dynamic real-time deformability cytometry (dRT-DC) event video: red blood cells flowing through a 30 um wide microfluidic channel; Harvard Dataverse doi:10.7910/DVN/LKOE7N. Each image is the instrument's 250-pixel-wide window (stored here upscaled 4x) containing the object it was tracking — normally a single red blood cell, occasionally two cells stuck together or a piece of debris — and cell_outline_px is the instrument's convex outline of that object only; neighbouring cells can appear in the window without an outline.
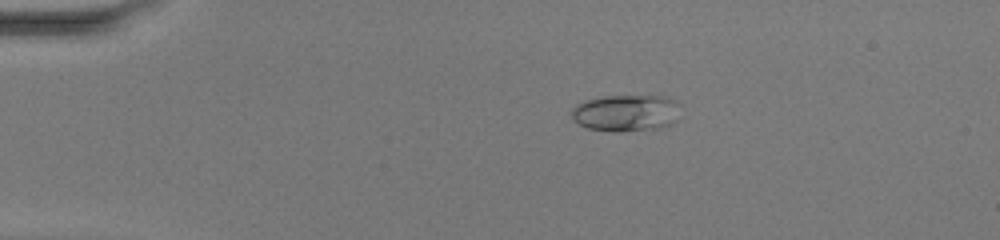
{"species": "common noctule bat (a hibernating species)", "species_latin": "Nyctalus noctula", "temperature_condition": "warm", "stored_images_in_passage": 43, "camera_frame_rate_fps": 3000, "um_per_image_px": 0.085, "animal": {"sex": "female", "body_mass_g": 20.0, "forearm_length_mm": 54.0}, "frame": {"image": 1, "passage_image": 3, "time_ms": 0.667, "image_size_px": [1000, 240], "cell_outline_px": [[680, 104], [676, 120], [660, 128], [624, 132], [612, 132], [588, 128], [572, 120], [568, 112], [576, 104], [588, 100], [604, 96], [664, 96]], "centroid_in_image_um": [53.16, 9.61], "position_along_channel_um": 31.8, "area_um2": 23.47}}
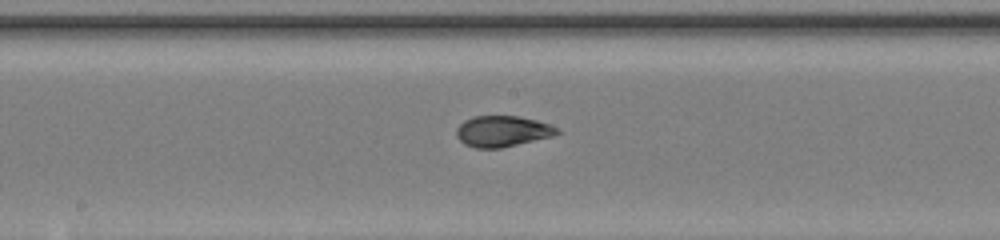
{"frame": {"image": 2, "passage_image": 20, "time_ms": 6.333, "image_size_px": [1000, 240], "cell_outline_px": [[560, 132], [552, 136], [500, 148], [476, 148], [464, 144], [456, 136], [456, 128], [464, 120], [472, 116], [520, 116], [536, 120], [560, 128]], "centroid_in_image_um": [42.68, 11.15], "position_along_channel_um": 205.5, "area_um2": 18.15}}
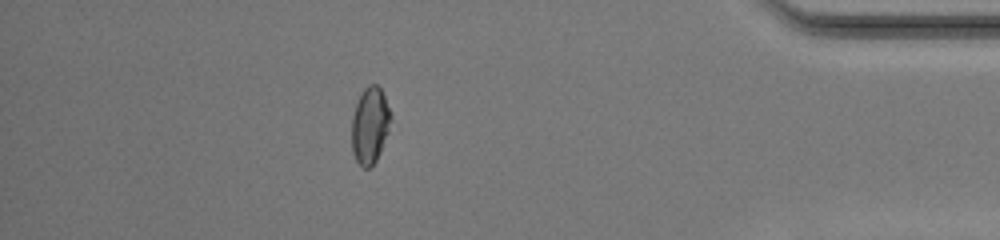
{"frame": {"image": 3, "passage_image": 37, "time_ms": 12.0, "image_size_px": [1000, 240], "cell_outline_px": [[392, 120], [388, 132], [380, 152], [376, 160], [368, 168], [364, 168], [356, 160], [352, 152], [352, 116], [356, 104], [364, 88], [368, 84], [376, 84], [380, 88], [384, 96], [392, 116]], "centroid_in_image_um": [31.45, 10.65], "position_along_channel_um": 403.8, "area_um2": 17.34}, "authors_computed_cell_mechanics": {"area_um2": 18.207, "velocity_mm_per_s": 4.1634, "shape_relaxation_time_tau1_ms": null, "shape_relaxation_time_tau2_ms": 0.8915, "deformation_change_tau1": null, "deformation_change_tau2": 0.0543}}